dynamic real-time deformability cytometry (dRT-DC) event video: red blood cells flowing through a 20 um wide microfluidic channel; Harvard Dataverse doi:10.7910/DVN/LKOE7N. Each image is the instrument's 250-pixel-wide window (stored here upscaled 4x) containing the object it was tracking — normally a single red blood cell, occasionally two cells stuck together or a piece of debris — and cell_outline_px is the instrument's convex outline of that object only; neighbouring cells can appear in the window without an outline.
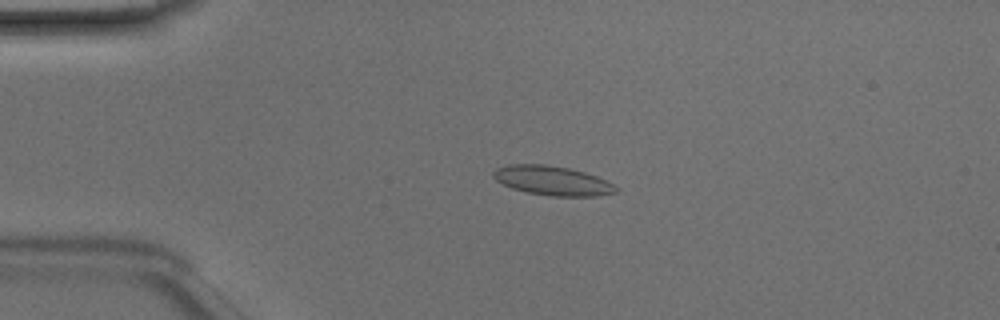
{"species": "Egyptian fruit bat (a non-hibernating species)", "species_latin": "Rousettus aegyptiacus", "temperature_condition": "room temperature", "stored_images_in_passage": 49, "camera_frame_rate_fps": 3000, "um_per_image_px": 0.085, "animal": {"sex": "male"}, "frame": {"image": 1, "passage_image": 11, "time_ms": 3.333, "image_size_px": [1000, 320], "cell_outline_px": [[620, 188], [616, 192], [596, 196], [548, 196], [524, 192], [512, 188], [496, 180], [492, 176], [492, 172], [496, 168], [508, 164], [544, 164], [568, 168], [584, 172], [596, 176]], "centroid_in_image_um": [46.92, 15.36], "position_along_channel_um": 38.1, "area_um2": 20.98}}
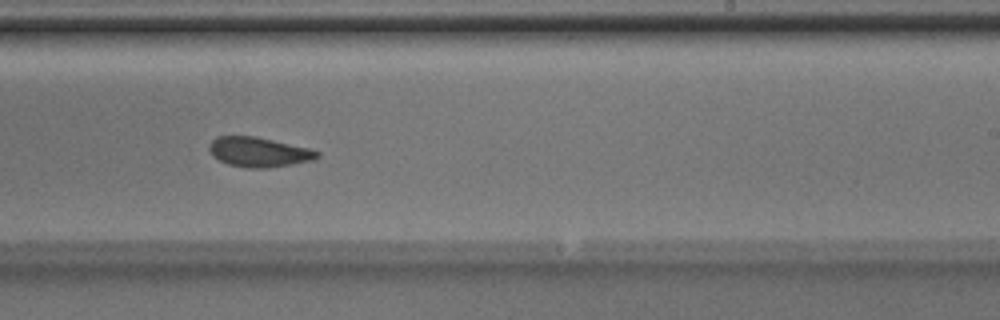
{"frame": {"image": 2, "passage_image": 30, "time_ms": 9.667, "image_size_px": [1000, 320], "cell_outline_px": [[320, 156], [312, 160], [292, 164], [268, 168], [248, 168], [228, 164], [212, 156], [208, 148], [208, 144], [216, 136], [256, 136], [308, 148], [320, 152]], "centroid_in_image_um": [21.97, 12.92], "position_along_channel_um": 267.0, "area_um2": 18.73}}
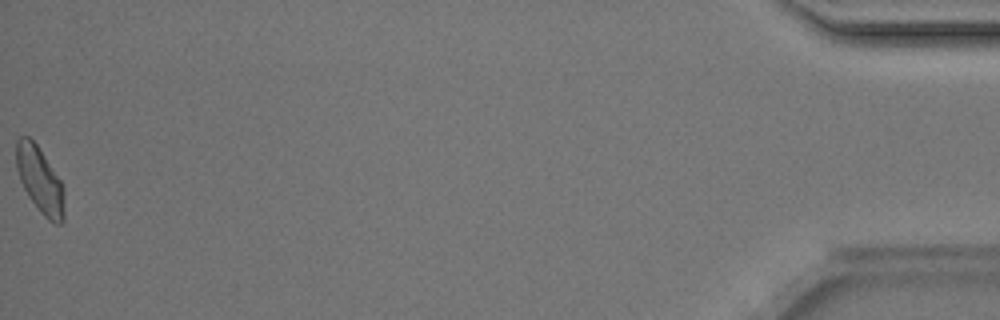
{"frame": {"image": 3, "passage_image": 49, "time_ms": 16.0, "image_size_px": [1000, 320], "cell_outline_px": [[64, 220], [60, 224], [56, 224], [48, 220], [40, 212], [28, 196], [20, 180], [16, 168], [16, 140], [20, 136], [28, 136], [36, 144], [60, 180], [64, 188]], "centroid_in_image_um": [3.39, 15.33], "position_along_channel_um": 431.8, "area_um2": 18.44}, "authors_computed_cell_mechanics": {"area_um2": 18.785, "velocity_mm_per_s": 4.1493, "shape_relaxation_time_tau1_ms": 3.7064, "shape_relaxation_time_tau2_ms": 2.1589, "deformation_change_tau1": 0.1155, "deformation_change_tau2": 0.0862}}